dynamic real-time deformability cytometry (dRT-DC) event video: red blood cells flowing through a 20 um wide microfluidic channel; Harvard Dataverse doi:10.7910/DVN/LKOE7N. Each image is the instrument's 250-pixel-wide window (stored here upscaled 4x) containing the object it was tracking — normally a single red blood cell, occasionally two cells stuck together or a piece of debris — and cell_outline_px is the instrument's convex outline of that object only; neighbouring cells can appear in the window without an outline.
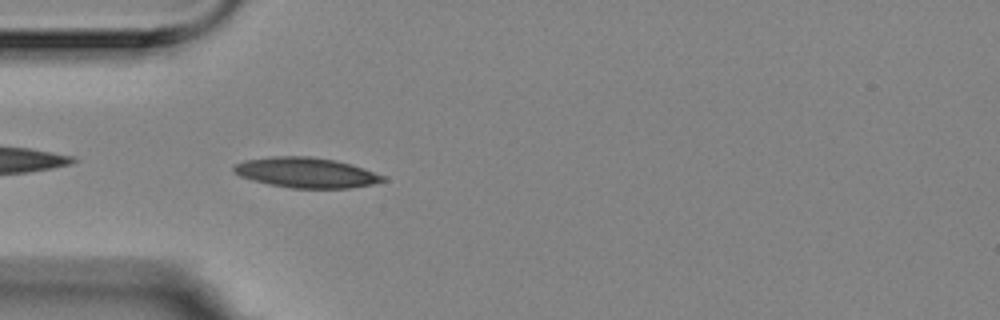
{"species": "Egyptian fruit bat (a non-hibernating species)", "species_latin": "Rousettus aegyptiacus", "temperature_condition": "room temperature", "stored_images_in_passage": 42, "camera_frame_rate_fps": 3000, "um_per_image_px": 0.085, "animal": {"sex": "female"}, "frame": {"image": 1, "passage_image": 2, "time_ms": 0.333, "image_size_px": [1000, 320], "cell_outline_px": [[388, 180], [372, 184], [348, 188], [292, 188], [268, 184], [240, 176], [232, 168], [236, 164], [244, 160], [272, 156], [308, 156], [336, 160], [352, 164], [388, 176]], "centroid_in_image_um": [26.08, 14.67], "position_along_channel_um": 58.9, "area_um2": 26.36}}
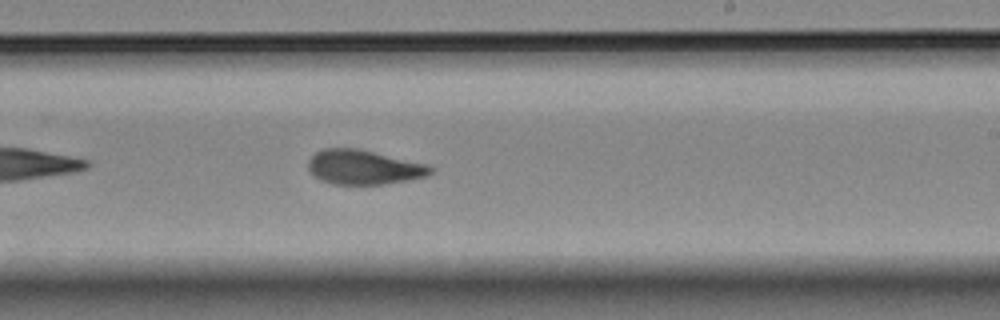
{"frame": {"image": 2, "passage_image": 19, "time_ms": 6.0, "image_size_px": [1000, 320], "cell_outline_px": [[436, 168], [428, 176], [408, 180], [384, 184], [332, 184], [320, 180], [308, 168], [308, 160], [316, 152], [324, 148], [356, 148], [424, 164]], "centroid_in_image_um": [30.9, 14.22], "position_along_channel_um": 258.1, "area_um2": 24.28}}
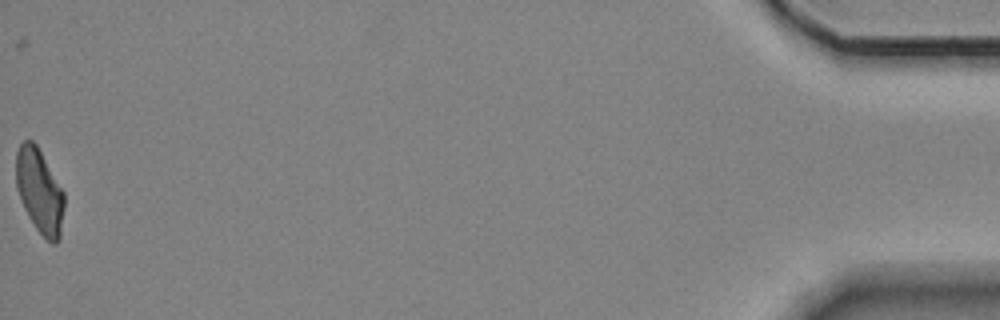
{"frame": {"image": 3, "passage_image": 42, "time_ms": 13.667, "image_size_px": [1000, 320], "cell_outline_px": [[64, 208], [60, 240], [56, 244], [52, 244], [36, 228], [28, 216], [24, 208], [16, 188], [16, 152], [20, 144], [24, 140], [32, 140], [36, 144], [64, 192]], "centroid_in_image_um": [3.36, 16.26], "position_along_channel_um": 431.8, "area_um2": 23.64}, "authors_computed_cell_mechanics": {"area_um2": 24.6228, "velocity_mm_per_s": 3.5422, "shape_relaxation_time_tau1_ms": 8.0341, "shape_relaxation_time_tau2_ms": 2.6562, "deformation_change_tau1": 0.2113, "deformation_change_tau2": 0.0912}}